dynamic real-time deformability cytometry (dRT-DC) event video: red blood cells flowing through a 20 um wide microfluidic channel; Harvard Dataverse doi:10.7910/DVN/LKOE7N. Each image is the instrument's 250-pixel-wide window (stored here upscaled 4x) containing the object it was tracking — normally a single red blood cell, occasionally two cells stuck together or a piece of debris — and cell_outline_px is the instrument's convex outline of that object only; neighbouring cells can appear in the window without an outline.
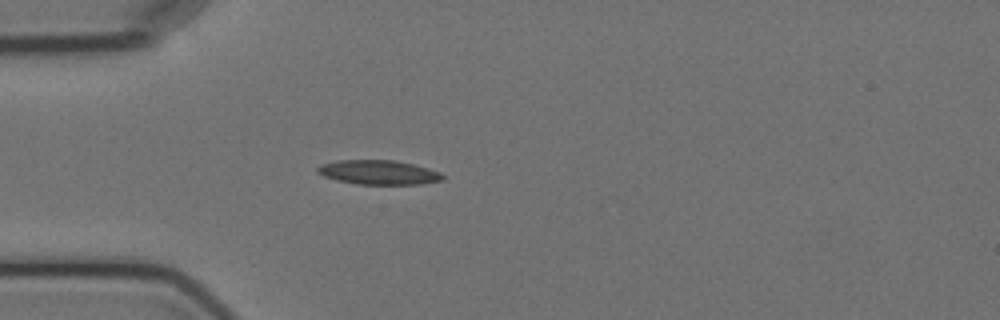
{"species": "Egyptian fruit bat (a non-hibernating species)", "species_latin": "Rousettus aegyptiacus", "temperature_condition": "cold", "stored_images_in_passage": 3, "camera_frame_rate_fps": 3000, "um_per_image_px": 0.085, "animal": {"sex": "female"}, "frame": {"image": 1, "passage_image": 3, "time_ms": 3.333, "image_size_px": [1000, 320], "cell_outline_px": [[444, 180], [420, 184], [356, 184], [336, 180], [324, 176], [316, 172], [316, 168], [320, 164], [336, 160], [396, 160], [428, 168], [440, 172], [444, 176]], "centroid_in_image_um": [32.15, 14.64], "position_along_channel_um": 52.8, "area_um2": 17.86}}